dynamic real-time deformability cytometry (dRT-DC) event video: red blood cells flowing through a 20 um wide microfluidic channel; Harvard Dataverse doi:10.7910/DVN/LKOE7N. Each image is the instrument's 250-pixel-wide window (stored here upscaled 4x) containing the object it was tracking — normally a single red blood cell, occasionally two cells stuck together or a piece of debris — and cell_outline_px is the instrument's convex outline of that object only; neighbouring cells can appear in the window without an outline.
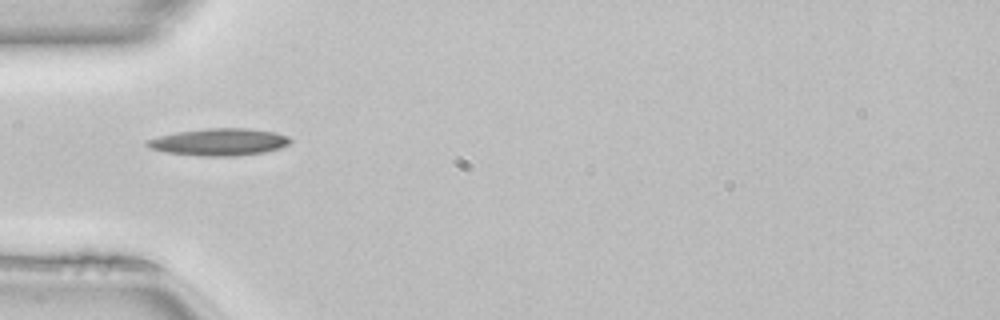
{"species": "common noctule bat (a hibernating species)", "species_latin": "Nyctalus noctula", "temperature_condition": "room temperature", "stored_images_in_passage": 35, "camera_frame_rate_fps": 3000, "um_per_image_px": 0.085, "animal": {"sex": "female", "body_mass_g": 22.7, "forearm_length_mm": 54.2}, "frame": {"image": 1, "passage_image": 1, "time_ms": 0.0, "image_size_px": [1000, 320], "cell_outline_px": [[292, 140], [288, 144], [280, 148], [264, 152], [236, 156], [200, 156], [164, 152], [152, 148], [144, 144], [144, 140], [176, 132], [208, 128], [244, 128], [272, 132], [288, 136]], "centroid_in_image_um": [18.6, 12.07], "position_along_channel_um": 66.4, "area_um2": 22.54}}
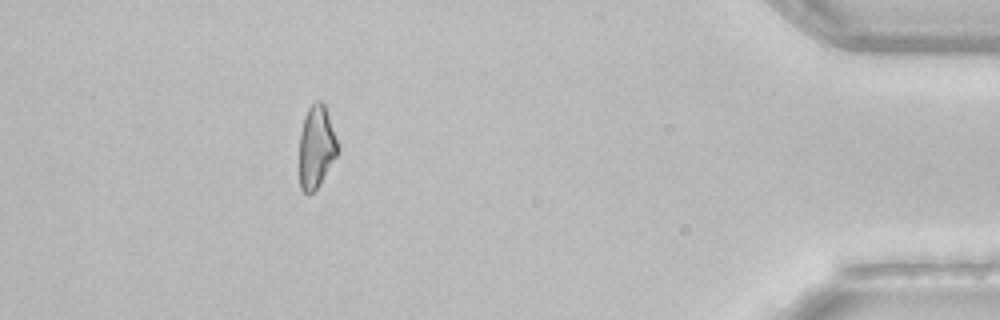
{"frame": {"image": 2, "passage_image": 30, "time_ms": 9.667, "image_size_px": [1000, 320], "cell_outline_px": [[340, 148], [336, 156], [320, 184], [308, 196], [300, 188], [300, 132], [304, 116], [308, 108], [316, 100], [320, 100], [324, 104]], "centroid_in_image_um": [26.88, 12.49], "position_along_channel_um": 408.3, "area_um2": 18.38}, "authors_computed_cell_mechanics": {"area_um2": 19.4786, "velocity_mm_per_s": 4.1069, "shape_relaxation_time_tau1_ms": 8.2375, "shape_relaxation_time_tau2_ms": null, "deformation_change_tau1": 0.22, "deformation_change_tau2": null}}